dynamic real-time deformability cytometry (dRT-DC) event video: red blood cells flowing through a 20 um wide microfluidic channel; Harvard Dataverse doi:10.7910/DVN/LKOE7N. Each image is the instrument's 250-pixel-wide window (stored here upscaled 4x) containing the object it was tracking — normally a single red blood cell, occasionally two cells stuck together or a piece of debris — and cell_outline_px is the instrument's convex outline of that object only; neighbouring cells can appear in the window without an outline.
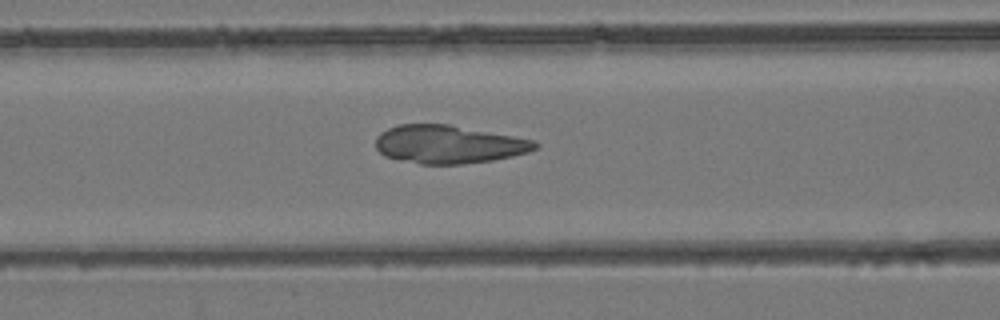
{"species": "common noctule bat (a hibernating species)", "species_latin": "Nyctalus noctula", "temperature_condition": "room temperature", "stored_images_in_passage": 48, "camera_frame_rate_fps": 3000, "um_per_image_px": 0.085, "animal": {"sex": "female", "body_mass_g": 24.6, "forearm_length_mm": 56.2}, "frame": {"image": 1, "passage_image": 20, "time_ms": 6.333, "image_size_px": [1000, 320], "cell_outline_px": [[540, 144], [536, 148], [528, 152], [512, 156], [492, 160], [460, 164], [420, 164], [400, 160], [384, 156], [376, 148], [376, 136], [380, 132], [388, 128], [400, 124], [448, 124], [536, 140]], "centroid_in_image_um": [38.12, 12.26], "position_along_channel_um": 128.5, "area_um2": 35.49}}
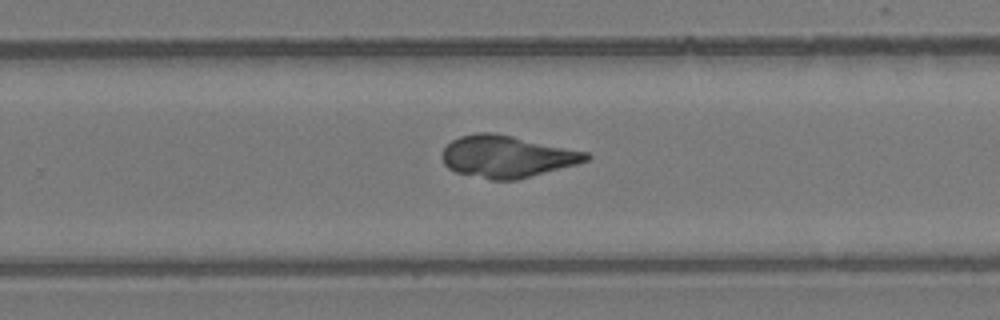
{"frame": {"image": 2, "passage_image": 31, "time_ms": 10.0, "image_size_px": [1000, 320], "cell_outline_px": [[592, 156], [588, 160], [576, 164], [516, 180], [492, 180], [456, 172], [448, 168], [444, 164], [440, 156], [444, 148], [452, 140], [460, 136], [476, 132], [492, 132], [512, 136], [588, 152]], "centroid_in_image_um": [43.06, 13.3], "position_along_channel_um": 286.7, "area_um2": 35.08}}
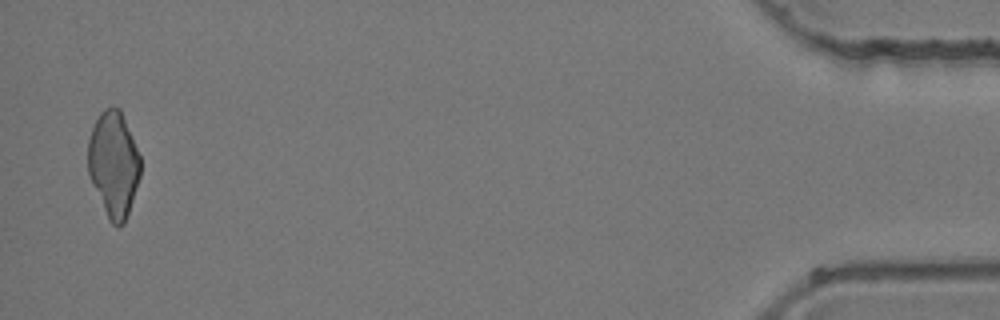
{"frame": {"image": 3, "passage_image": 47, "time_ms": 15.333, "image_size_px": [1000, 320], "cell_outline_px": [[140, 176], [128, 216], [124, 224], [120, 228], [116, 228], [108, 220], [88, 172], [88, 140], [92, 128], [100, 112], [104, 108], [112, 104], [120, 108], [140, 156]], "centroid_in_image_um": [9.66, 13.96], "position_along_channel_um": 425.5, "area_um2": 32.43}}